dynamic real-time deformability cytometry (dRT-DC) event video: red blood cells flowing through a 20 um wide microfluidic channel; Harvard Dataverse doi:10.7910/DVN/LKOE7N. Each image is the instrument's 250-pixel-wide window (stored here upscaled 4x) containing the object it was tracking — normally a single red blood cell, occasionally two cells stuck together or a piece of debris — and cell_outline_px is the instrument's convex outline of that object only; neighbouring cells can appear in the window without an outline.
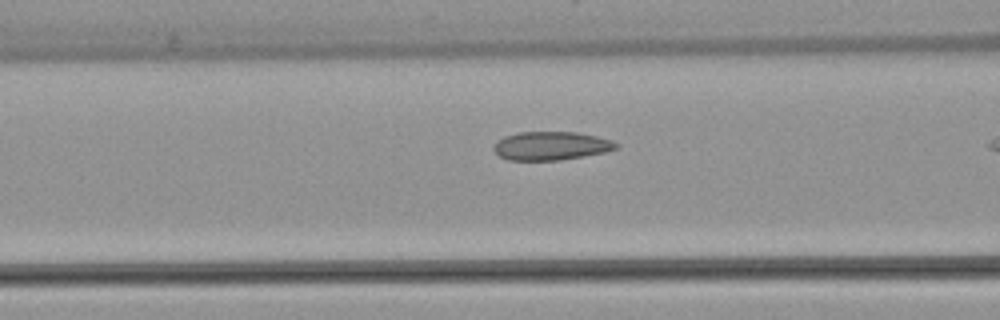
{"species": "common noctule bat (a hibernating species)", "species_latin": "Nyctalus noctula", "temperature_condition": "warm", "stored_images_in_passage": 18, "camera_frame_rate_fps": 3000, "um_per_image_px": 0.085, "animal": {"sex": "female", "body_mass_g": 22.7, "forearm_length_mm": 54.2}, "frame": {"image": 1, "passage_image": 16, "time_ms": 5.0, "image_size_px": [1000, 320], "cell_outline_px": [[620, 144], [616, 148], [604, 152], [560, 160], [508, 160], [500, 156], [492, 148], [496, 140], [504, 136], [516, 132], [576, 132], [596, 136], [612, 140]], "centroid_in_image_um": [46.8, 12.39], "position_along_channel_um": 119.8, "area_um2": 20.35}}